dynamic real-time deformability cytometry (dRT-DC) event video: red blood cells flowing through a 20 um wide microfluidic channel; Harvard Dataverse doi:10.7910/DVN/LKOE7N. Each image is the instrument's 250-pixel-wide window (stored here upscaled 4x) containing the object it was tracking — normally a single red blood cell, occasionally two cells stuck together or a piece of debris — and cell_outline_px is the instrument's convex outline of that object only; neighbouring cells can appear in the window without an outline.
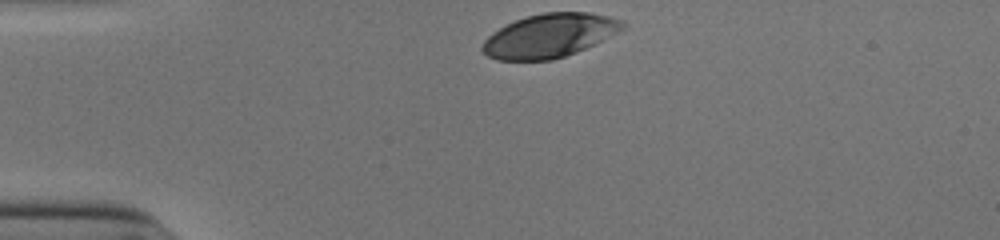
{"species": "human", "species_latin": "Homo sapiens", "temperature_condition": "cold", "stored_images_in_passage": 31, "camera_frame_rate_fps": 3000, "um_per_image_px": 0.085, "donor": {"sex": "male"}, "frame": {"image": 1, "passage_image": 1, "time_ms": 0.0, "image_size_px": [1000, 240], "cell_outline_px": [[628, 24], [624, 28], [576, 52], [552, 60], [496, 60], [488, 56], [480, 48], [484, 40], [492, 32], [516, 20], [528, 16], [544, 12], [588, 12], [608, 16], [624, 20]], "centroid_in_image_um": [46.69, 3.02], "position_along_channel_um": 38.3, "area_um2": 35.37}}
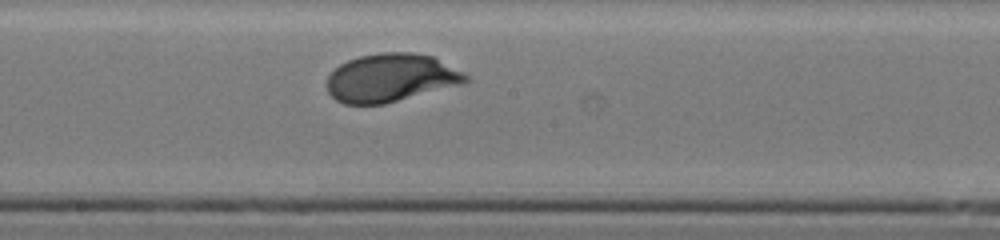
{"frame": {"image": 2, "passage_image": 18, "time_ms": 5.667, "image_size_px": [1000, 240], "cell_outline_px": [[472, 80], [464, 84], [384, 104], [344, 104], [336, 100], [328, 92], [328, 76], [340, 64], [348, 60], [360, 56], [380, 52], [412, 52], [436, 56], [464, 72]], "centroid_in_image_um": [33.3, 6.6], "position_along_channel_um": 214.9, "area_um2": 39.36}}
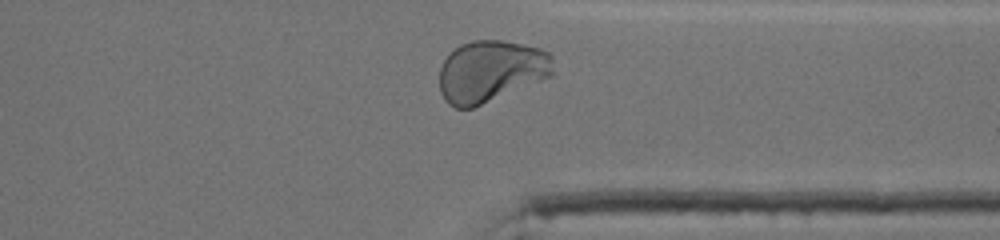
{"frame": {"image": 3, "passage_image": 30, "time_ms": 9.667, "image_size_px": [1000, 240], "cell_outline_px": [[552, 76], [472, 108], [456, 108], [448, 104], [444, 100], [440, 92], [440, 68], [444, 60], [460, 44], [472, 40], [500, 40], [540, 48], [548, 52], [552, 56]], "centroid_in_image_um": [41.71, 6.06], "position_along_channel_um": 369.7, "area_um2": 40.75}, "authors_computed_cell_mechanics": {"area_um2": 38.148, "velocity_mm_per_s": 3.869, "shape_relaxation_time_tau1_ms": 2.3308, "shape_relaxation_time_tau2_ms": null, "deformation_change_tau1": 0.1325, "deformation_change_tau2": null}}